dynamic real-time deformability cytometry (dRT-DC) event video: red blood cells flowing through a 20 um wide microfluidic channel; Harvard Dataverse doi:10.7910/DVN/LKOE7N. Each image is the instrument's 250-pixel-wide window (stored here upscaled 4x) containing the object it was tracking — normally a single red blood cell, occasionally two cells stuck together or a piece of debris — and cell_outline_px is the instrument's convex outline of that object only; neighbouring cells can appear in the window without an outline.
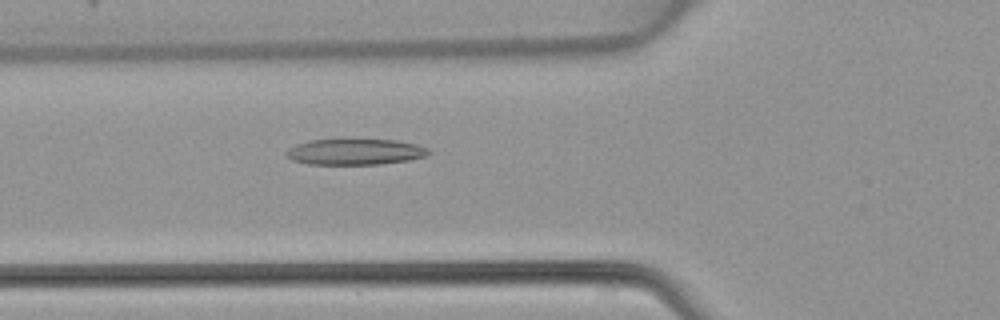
{"species": "common noctule bat (a hibernating species)", "species_latin": "Nyctalus noctula", "temperature_condition": "warm", "stored_images_in_passage": 47, "camera_frame_rate_fps": 3000, "um_per_image_px": 0.085, "animal": {"sex": "female", "body_mass_g": 22.7, "forearm_length_mm": 54.2}, "frame": {"image": 1, "passage_image": 17, "time_ms": 5.333, "image_size_px": [1000, 320], "cell_outline_px": [[432, 152], [424, 156], [408, 160], [380, 164], [308, 164], [292, 160], [284, 156], [284, 152], [288, 148], [296, 144], [308, 140], [340, 136], [396, 140], [416, 144], [428, 148]], "centroid_in_image_um": [30.1, 12.84], "position_along_channel_um": 95.7, "area_um2": 22.77}}
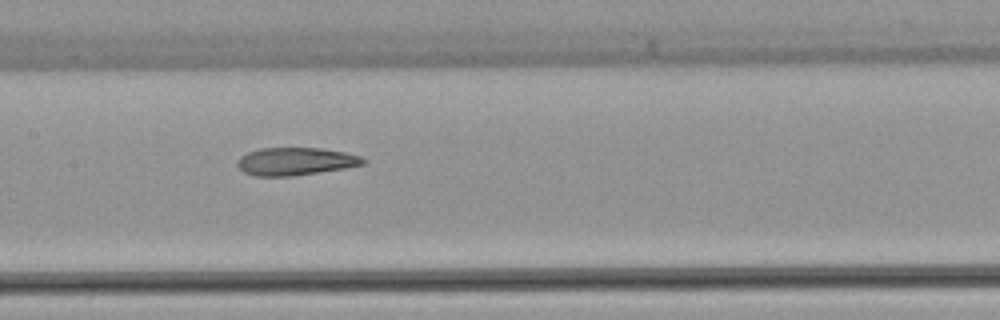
{"frame": {"image": 2, "passage_image": 23, "time_ms": 7.333, "image_size_px": [1000, 320], "cell_outline_px": [[368, 160], [364, 164], [344, 168], [292, 176], [256, 176], [244, 172], [236, 164], [236, 160], [240, 156], [248, 152], [260, 148], [324, 148], [344, 152], [360, 156]], "centroid_in_image_um": [25.11, 13.71], "position_along_channel_um": 182.3, "area_um2": 20.35}}
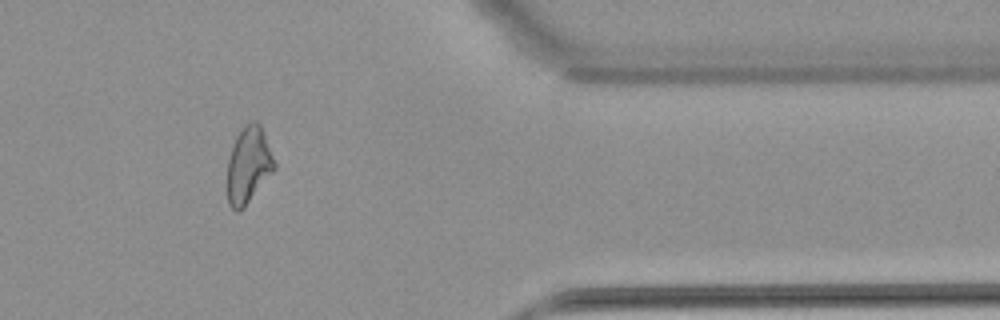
{"frame": {"image": 3, "passage_image": 39, "time_ms": 12.667, "image_size_px": [1000, 320], "cell_outline_px": [[276, 168], [244, 208], [236, 212], [228, 204], [228, 160], [236, 136], [244, 124], [252, 120], [256, 120], [260, 124], [276, 164]], "centroid_in_image_um": [21.12, 14.03], "position_along_channel_um": 390.3, "area_um2": 20.87}}